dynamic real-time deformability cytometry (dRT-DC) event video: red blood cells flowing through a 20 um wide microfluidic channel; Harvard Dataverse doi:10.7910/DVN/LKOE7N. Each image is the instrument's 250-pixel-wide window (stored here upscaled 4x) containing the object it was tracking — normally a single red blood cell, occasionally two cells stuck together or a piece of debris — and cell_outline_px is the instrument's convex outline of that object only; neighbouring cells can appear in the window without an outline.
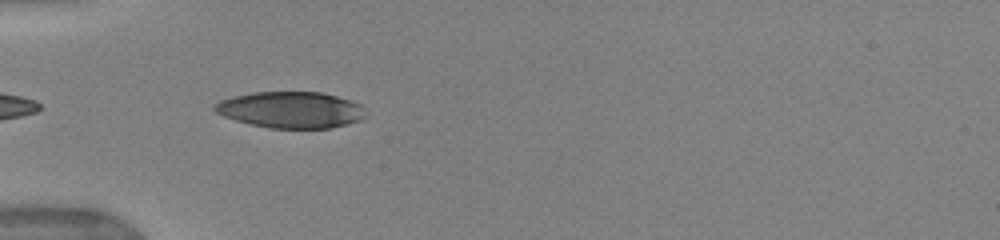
{"species": "human", "species_latin": "Homo sapiens", "temperature_condition": "warm", "stored_images_in_passage": 3, "camera_frame_rate_fps": 3000, "um_per_image_px": 0.085, "donor": {"sex": "female"}, "frame": {"image": 1, "passage_image": 1, "time_ms": 0.0, "image_size_px": [1000, 240], "cell_outline_px": [[364, 116], [360, 120], [332, 128], [268, 128], [248, 124], [224, 116], [216, 112], [212, 108], [212, 104], [220, 100], [236, 96], [256, 92], [320, 92], [336, 96], [360, 104]], "centroid_in_image_um": [24.66, 9.34], "position_along_channel_um": 60.3, "area_um2": 31.73}}